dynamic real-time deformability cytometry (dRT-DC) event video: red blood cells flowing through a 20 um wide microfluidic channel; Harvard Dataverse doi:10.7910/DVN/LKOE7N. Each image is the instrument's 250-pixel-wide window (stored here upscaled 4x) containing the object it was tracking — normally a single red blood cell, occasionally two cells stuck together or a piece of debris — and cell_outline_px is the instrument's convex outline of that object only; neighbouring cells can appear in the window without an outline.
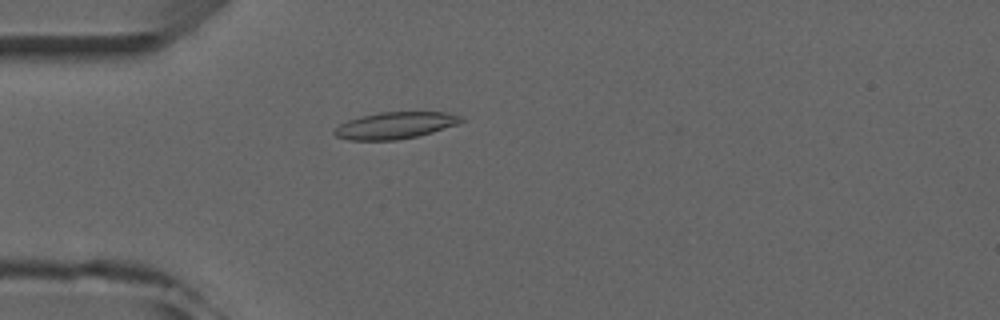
{"species": "common noctule bat (a hibernating species)", "species_latin": "Nyctalus noctula", "temperature_condition": "room temperature", "stored_images_in_passage": 3, "camera_frame_rate_fps": 3000, "um_per_image_px": 0.085, "animal": {"sex": "male", "forearm_length_mm": 52.5}, "frame": {"image": 1, "passage_image": 3, "time_ms": 2.333, "image_size_px": [1000, 320], "cell_outline_px": [[464, 120], [456, 124], [432, 132], [416, 136], [396, 140], [348, 140], [336, 136], [332, 132], [340, 124], [348, 120], [360, 116], [380, 112], [448, 112], [460, 116]], "centroid_in_image_um": [33.55, 10.66], "position_along_channel_um": 51.4, "area_um2": 19.59}}